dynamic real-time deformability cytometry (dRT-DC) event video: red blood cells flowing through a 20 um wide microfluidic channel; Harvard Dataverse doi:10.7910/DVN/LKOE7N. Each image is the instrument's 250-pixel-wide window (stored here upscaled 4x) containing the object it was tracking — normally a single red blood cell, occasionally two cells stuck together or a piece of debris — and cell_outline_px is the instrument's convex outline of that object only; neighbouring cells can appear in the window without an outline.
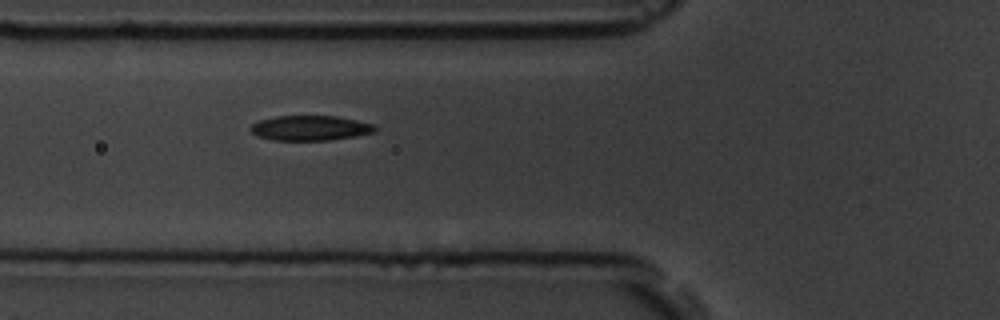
{"species": "common noctule bat (a hibernating species)", "species_latin": "Nyctalus noctula", "temperature_condition": "room temperature", "stored_images_in_passage": 7, "camera_frame_rate_fps": 3000, "um_per_image_px": 0.085, "animal": {"sex": "male", "body_mass_g": 19.5, "forearm_length_mm": 54.6}, "frame": {"image": 1, "passage_image": 7, "time_ms": 7.667, "image_size_px": [1000, 320], "cell_outline_px": [[376, 132], [356, 136], [328, 140], [272, 140], [256, 136], [248, 128], [252, 124], [260, 120], [276, 116], [336, 116], [356, 120], [372, 124], [376, 128]], "centroid_in_image_um": [26.34, 10.88], "position_along_channel_um": 99.5, "area_um2": 18.09}}